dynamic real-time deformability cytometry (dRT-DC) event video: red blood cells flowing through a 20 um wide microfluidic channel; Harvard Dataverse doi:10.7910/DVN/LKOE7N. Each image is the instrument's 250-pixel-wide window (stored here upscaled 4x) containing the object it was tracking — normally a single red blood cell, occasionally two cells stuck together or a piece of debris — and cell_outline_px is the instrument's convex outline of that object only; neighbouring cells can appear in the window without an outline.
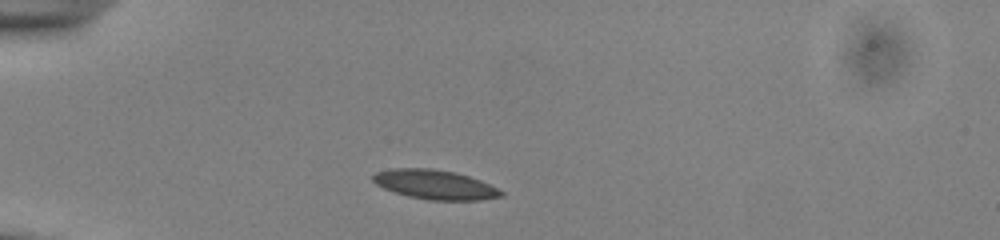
{"species": "common noctule bat (a hibernating species)", "species_latin": "Nyctalus noctula", "temperature_condition": "cold", "stored_images_in_passage": 39, "camera_frame_rate_fps": 3000, "um_per_image_px": 0.085, "animal": {"sex": "male", "body_mass_g": 13.0, "forearm_length_mm": 53.1}, "frame": {"image": 1, "passage_image": 1, "time_ms": 0.0, "image_size_px": [1000, 240], "cell_outline_px": [[504, 196], [480, 200], [428, 200], [408, 196], [384, 188], [376, 184], [372, 180], [372, 176], [376, 172], [392, 168], [432, 168], [452, 172], [468, 176], [480, 180], [504, 192]], "centroid_in_image_um": [36.96, 15.69], "position_along_channel_um": 48.0, "area_um2": 21.79}}
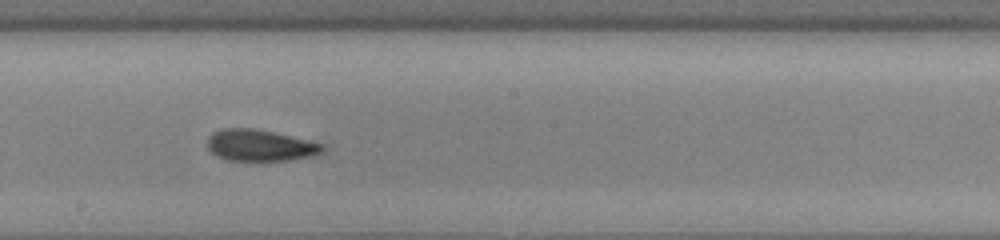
{"frame": {"image": 2, "passage_image": 17, "time_ms": 5.333, "image_size_px": [1000, 240], "cell_outline_px": [[324, 148], [320, 152], [308, 156], [288, 160], [228, 160], [216, 156], [208, 148], [208, 136], [212, 132], [224, 128], [252, 128], [272, 132], [324, 144]], "centroid_in_image_um": [22.04, 12.35], "position_along_channel_um": 226.2, "area_um2": 20.69}}
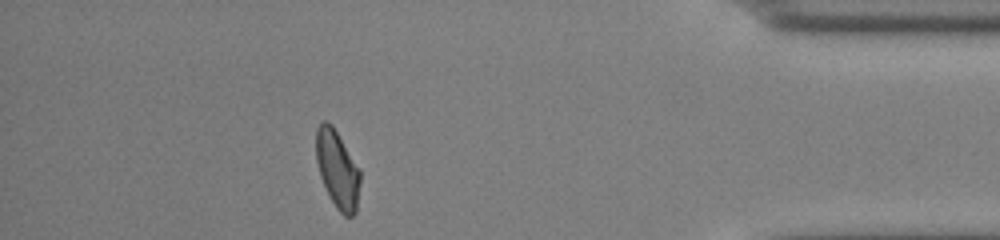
{"frame": {"image": 3, "passage_image": 34, "time_ms": 11.0, "image_size_px": [1000, 240], "cell_outline_px": [[360, 180], [356, 212], [352, 216], [344, 216], [336, 208], [320, 176], [316, 160], [316, 128], [324, 120], [328, 120], [332, 124], [360, 168]], "centroid_in_image_um": [28.69, 14.36], "position_along_channel_um": 406.5, "area_um2": 19.94}, "authors_computed_cell_mechanics": {"area_um2": 20.6924, "velocity_mm_per_s": 3.8598, "shape_relaxation_time_tau1_ms": 10.129, "shape_relaxation_time_tau2_ms": 2.5733, "deformation_change_tau1": 0.2086, "deformation_change_tau2": 0.0782}}